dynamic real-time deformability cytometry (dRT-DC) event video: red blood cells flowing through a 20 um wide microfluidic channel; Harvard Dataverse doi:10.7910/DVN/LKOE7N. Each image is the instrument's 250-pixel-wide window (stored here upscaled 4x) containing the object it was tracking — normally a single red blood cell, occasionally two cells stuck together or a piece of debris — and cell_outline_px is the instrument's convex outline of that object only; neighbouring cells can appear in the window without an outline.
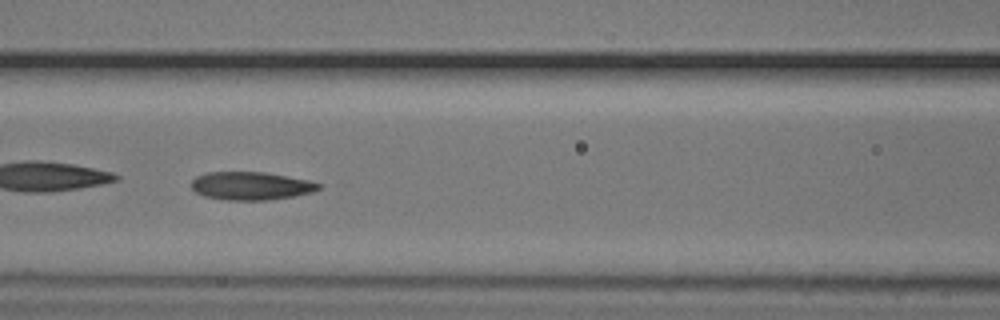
{"species": "common noctule bat (a hibernating species)", "species_latin": "Nyctalus noctula", "temperature_condition": "cold", "stored_images_in_passage": 41, "camera_frame_rate_fps": 3000, "um_per_image_px": 0.085, "animal": {"sex": "male", "body_mass_g": 20.5, "forearm_length_mm": 52.5}, "frame": {"image": 1, "passage_image": 12, "time_ms": 3.667, "image_size_px": [1000, 320], "cell_outline_px": [[324, 184], [320, 188], [312, 192], [292, 196], [268, 200], [224, 200], [204, 196], [196, 192], [192, 188], [192, 180], [196, 176], [208, 172], [264, 172], [312, 180]], "centroid_in_image_um": [21.37, 15.79], "position_along_channel_um": 145.2, "area_um2": 20.98}, "authors_computed_cell_mechanics": {"area_um2": 21.1548, "velocity_mm_per_s": 3.7424, "shape_relaxation_time_tau1_ms": 5.2609, "shape_relaxation_time_tau2_ms": 3.3339, "deformation_change_tau1": 0.144, "deformation_change_tau2": 0.1158}}